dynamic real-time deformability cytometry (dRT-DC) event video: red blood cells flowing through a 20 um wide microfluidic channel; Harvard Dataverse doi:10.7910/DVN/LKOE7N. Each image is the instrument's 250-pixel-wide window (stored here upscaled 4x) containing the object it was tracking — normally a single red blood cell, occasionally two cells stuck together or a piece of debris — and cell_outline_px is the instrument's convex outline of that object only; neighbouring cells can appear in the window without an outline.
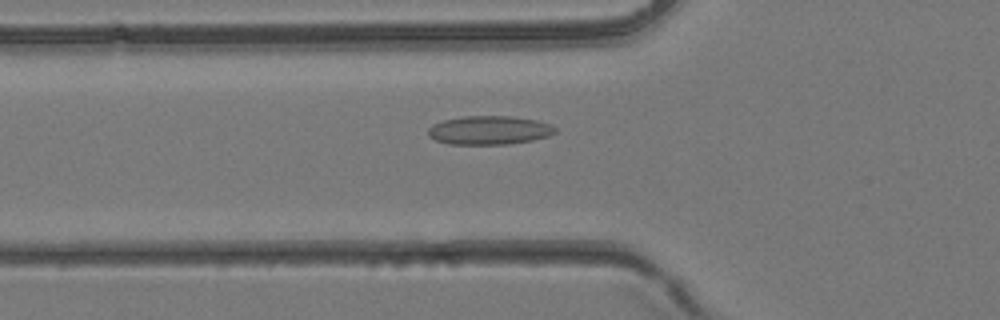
{"species": "common noctule bat (a hibernating species)", "species_latin": "Nyctalus noctula", "temperature_condition": "room temperature", "stored_images_in_passage": 42, "camera_frame_rate_fps": 3000, "um_per_image_px": 0.085, "animal": {"sex": "female", "body_mass_g": 24.6, "forearm_length_mm": 56.2}, "frame": {"image": 1, "passage_image": 15, "time_ms": 4.667, "image_size_px": [1000, 320], "cell_outline_px": [[556, 132], [548, 136], [532, 140], [508, 144], [448, 144], [436, 140], [428, 136], [428, 128], [432, 124], [444, 120], [464, 116], [508, 116], [536, 120], [548, 124], [556, 128]], "centroid_in_image_um": [41.55, 11.07], "position_along_channel_um": 84.2, "area_um2": 21.15}}
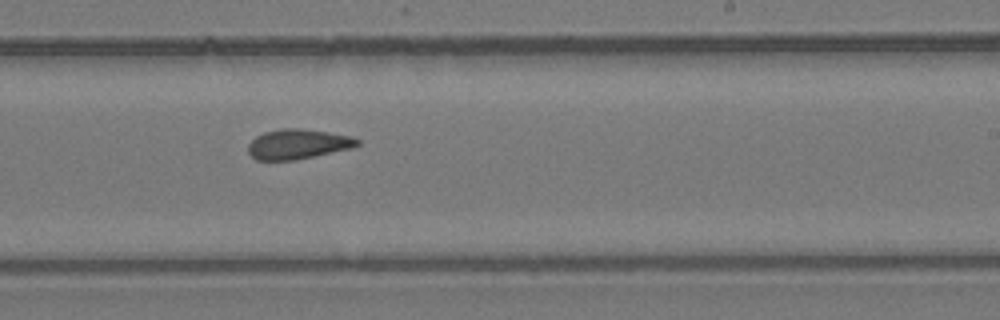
{"frame": {"image": 2, "passage_image": 26, "time_ms": 8.333, "image_size_px": [1000, 320], "cell_outline_px": [[360, 144], [352, 148], [296, 160], [256, 160], [248, 152], [248, 144], [256, 136], [264, 132], [284, 128], [300, 128], [328, 132], [352, 136], [360, 140]], "centroid_in_image_um": [25.33, 12.25], "position_along_channel_um": 263.7, "area_um2": 19.07}}
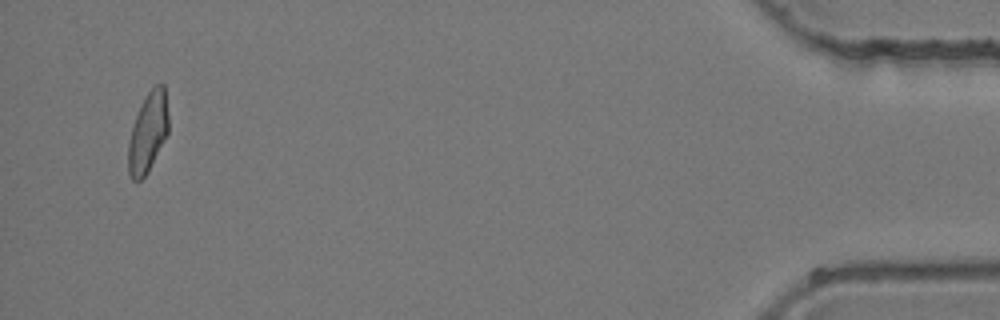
{"frame": {"image": 3, "passage_image": 41, "time_ms": 13.333, "image_size_px": [1000, 320], "cell_outline_px": [[168, 132], [148, 172], [140, 180], [132, 180], [128, 172], [128, 144], [132, 128], [140, 104], [148, 92], [156, 84], [164, 84], [168, 112]], "centroid_in_image_um": [12.57, 11.25], "position_along_channel_um": 422.6, "area_um2": 18.55}}